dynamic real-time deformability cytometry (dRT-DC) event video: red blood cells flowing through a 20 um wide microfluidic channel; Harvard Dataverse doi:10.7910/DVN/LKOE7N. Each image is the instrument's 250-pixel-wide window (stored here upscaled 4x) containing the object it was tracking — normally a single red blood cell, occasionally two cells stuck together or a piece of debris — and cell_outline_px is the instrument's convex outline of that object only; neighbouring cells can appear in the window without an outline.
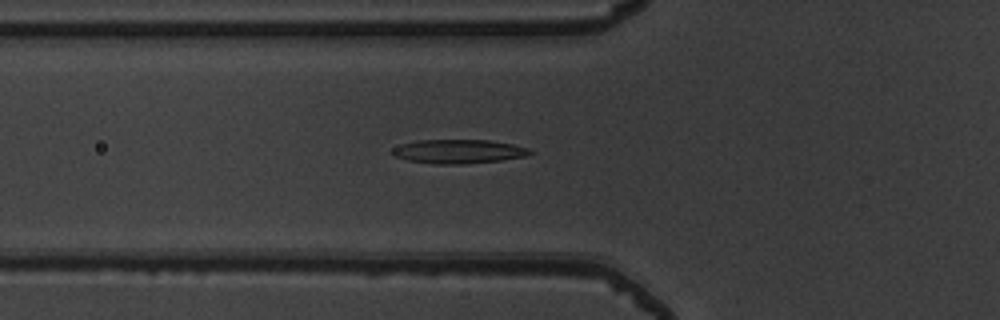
{"species": "common noctule bat (a hibernating species)", "species_latin": "Nyctalus noctula", "temperature_condition": "warm", "stored_images_in_passage": 29, "camera_frame_rate_fps": 3000, "um_per_image_px": 0.085, "animal": {"sex": "male", "body_mass_g": 19.5, "forearm_length_mm": 54.6}, "frame": {"image": 1, "passage_image": 10, "time_ms": 3.0, "image_size_px": [1000, 320], "cell_outline_px": [[536, 152], [524, 156], [504, 160], [464, 164], [436, 164], [408, 160], [396, 156], [392, 152], [392, 148], [416, 140], [488, 140], [512, 144], [528, 148]], "centroid_in_image_um": [39.02, 12.87], "position_along_channel_um": 86.8, "area_um2": 19.13}}
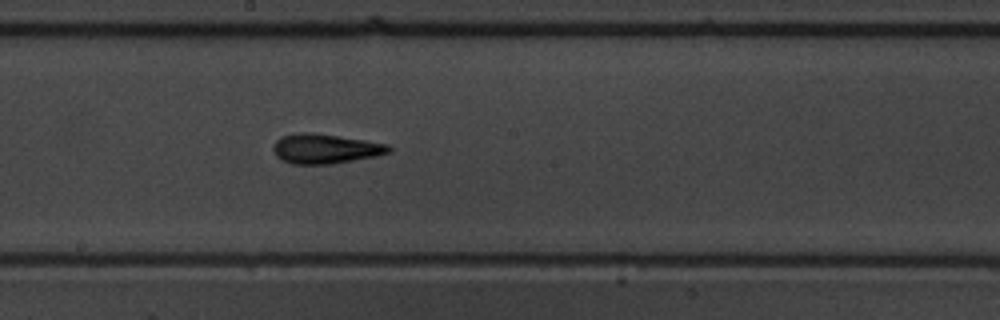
{"frame": {"image": 2, "passage_image": 20, "time_ms": 6.333, "image_size_px": [1000, 320], "cell_outline_px": [[392, 152], [376, 156], [332, 164], [292, 164], [276, 156], [272, 148], [276, 140], [280, 136], [296, 132], [308, 132], [364, 140], [388, 144], [392, 148]], "centroid_in_image_um": [27.64, 12.64], "position_along_channel_um": 220.6, "area_um2": 20.0}}
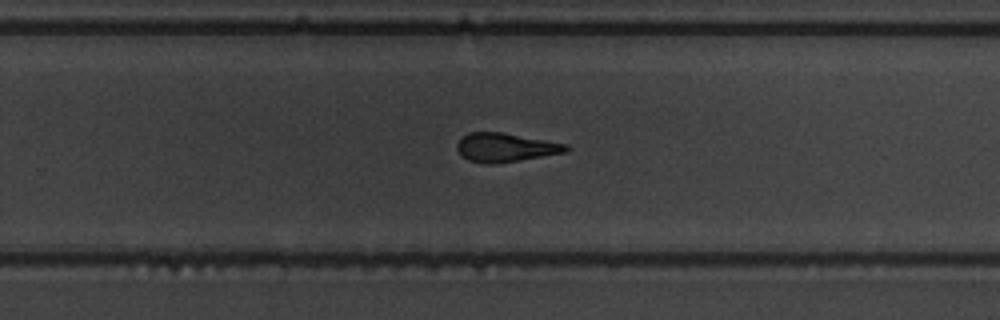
{"frame": {"image": 3, "passage_image": 25, "time_ms": 8.0, "image_size_px": [1000, 320], "cell_outline_px": [[572, 148], [568, 152], [496, 164], [484, 164], [468, 160], [456, 148], [456, 144], [460, 136], [468, 132], [500, 132], [568, 144]], "centroid_in_image_um": [42.97, 12.53], "position_along_channel_um": 286.8, "area_um2": 18.5}}